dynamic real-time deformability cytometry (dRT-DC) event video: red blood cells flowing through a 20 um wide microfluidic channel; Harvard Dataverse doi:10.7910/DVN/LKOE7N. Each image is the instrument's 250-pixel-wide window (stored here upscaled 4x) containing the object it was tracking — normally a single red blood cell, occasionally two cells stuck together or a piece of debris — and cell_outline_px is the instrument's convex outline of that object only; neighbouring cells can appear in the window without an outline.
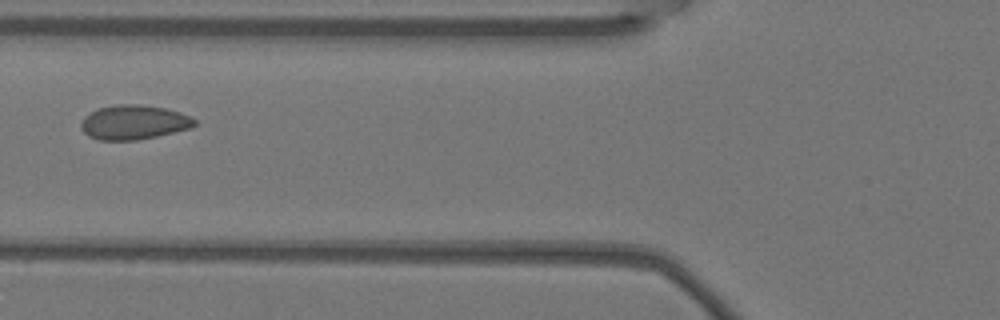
{"species": "Egyptian fruit bat (a non-hibernating species)", "species_latin": "Rousettus aegyptiacus", "temperature_condition": "warm", "stored_images_in_passage": 5, "camera_frame_rate_fps": 3000, "um_per_image_px": 0.085, "animal": {"sex": "female"}, "frame": {"image": 1, "passage_image": 5, "time_ms": 1.333, "image_size_px": [1000, 320], "cell_outline_px": [[196, 124], [192, 128], [156, 136], [136, 140], [100, 140], [88, 136], [80, 128], [80, 124], [84, 116], [96, 108], [116, 104], [140, 104], [168, 108], [180, 112], [196, 120]], "centroid_in_image_um": [11.35, 10.38], "position_along_channel_um": 114.4, "area_um2": 23.0}}